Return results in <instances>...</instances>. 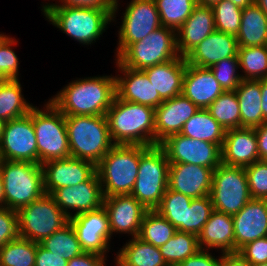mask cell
Returning <instances> with one entry per match:
<instances>
[{
  "label": "cell",
  "instance_id": "40",
  "mask_svg": "<svg viewBox=\"0 0 267 266\" xmlns=\"http://www.w3.org/2000/svg\"><path fill=\"white\" fill-rule=\"evenodd\" d=\"M161 25L177 30L198 5L197 0H154Z\"/></svg>",
  "mask_w": 267,
  "mask_h": 266
},
{
  "label": "cell",
  "instance_id": "17",
  "mask_svg": "<svg viewBox=\"0 0 267 266\" xmlns=\"http://www.w3.org/2000/svg\"><path fill=\"white\" fill-rule=\"evenodd\" d=\"M103 206L107 212L111 234L139 236L142 219L148 211L132 195L104 197Z\"/></svg>",
  "mask_w": 267,
  "mask_h": 266
},
{
  "label": "cell",
  "instance_id": "3",
  "mask_svg": "<svg viewBox=\"0 0 267 266\" xmlns=\"http://www.w3.org/2000/svg\"><path fill=\"white\" fill-rule=\"evenodd\" d=\"M71 157L95 166L114 146L106 115H65Z\"/></svg>",
  "mask_w": 267,
  "mask_h": 266
},
{
  "label": "cell",
  "instance_id": "58",
  "mask_svg": "<svg viewBox=\"0 0 267 266\" xmlns=\"http://www.w3.org/2000/svg\"><path fill=\"white\" fill-rule=\"evenodd\" d=\"M260 9L267 15V0H254Z\"/></svg>",
  "mask_w": 267,
  "mask_h": 266
},
{
  "label": "cell",
  "instance_id": "10",
  "mask_svg": "<svg viewBox=\"0 0 267 266\" xmlns=\"http://www.w3.org/2000/svg\"><path fill=\"white\" fill-rule=\"evenodd\" d=\"M19 237L40 243L69 223V217L49 194L17 211Z\"/></svg>",
  "mask_w": 267,
  "mask_h": 266
},
{
  "label": "cell",
  "instance_id": "43",
  "mask_svg": "<svg viewBox=\"0 0 267 266\" xmlns=\"http://www.w3.org/2000/svg\"><path fill=\"white\" fill-rule=\"evenodd\" d=\"M215 29L219 32L237 35L242 18V10L234 3L221 0L212 6Z\"/></svg>",
  "mask_w": 267,
  "mask_h": 266
},
{
  "label": "cell",
  "instance_id": "27",
  "mask_svg": "<svg viewBox=\"0 0 267 266\" xmlns=\"http://www.w3.org/2000/svg\"><path fill=\"white\" fill-rule=\"evenodd\" d=\"M198 243L202 250L235 253L232 215L214 210L198 235Z\"/></svg>",
  "mask_w": 267,
  "mask_h": 266
},
{
  "label": "cell",
  "instance_id": "45",
  "mask_svg": "<svg viewBox=\"0 0 267 266\" xmlns=\"http://www.w3.org/2000/svg\"><path fill=\"white\" fill-rule=\"evenodd\" d=\"M250 196L267 200V160H259L245 167Z\"/></svg>",
  "mask_w": 267,
  "mask_h": 266
},
{
  "label": "cell",
  "instance_id": "23",
  "mask_svg": "<svg viewBox=\"0 0 267 266\" xmlns=\"http://www.w3.org/2000/svg\"><path fill=\"white\" fill-rule=\"evenodd\" d=\"M222 164L246 167L259 161L258 142L255 128L226 130L221 148Z\"/></svg>",
  "mask_w": 267,
  "mask_h": 266
},
{
  "label": "cell",
  "instance_id": "18",
  "mask_svg": "<svg viewBox=\"0 0 267 266\" xmlns=\"http://www.w3.org/2000/svg\"><path fill=\"white\" fill-rule=\"evenodd\" d=\"M42 167L46 194L61 187L83 183L96 172V166L93 163L71 156L47 161L42 164Z\"/></svg>",
  "mask_w": 267,
  "mask_h": 266
},
{
  "label": "cell",
  "instance_id": "54",
  "mask_svg": "<svg viewBox=\"0 0 267 266\" xmlns=\"http://www.w3.org/2000/svg\"><path fill=\"white\" fill-rule=\"evenodd\" d=\"M258 142L259 159L267 160V122L255 127Z\"/></svg>",
  "mask_w": 267,
  "mask_h": 266
},
{
  "label": "cell",
  "instance_id": "32",
  "mask_svg": "<svg viewBox=\"0 0 267 266\" xmlns=\"http://www.w3.org/2000/svg\"><path fill=\"white\" fill-rule=\"evenodd\" d=\"M180 134L192 139L208 141L222 148L226 130L207 109H200L185 122Z\"/></svg>",
  "mask_w": 267,
  "mask_h": 266
},
{
  "label": "cell",
  "instance_id": "41",
  "mask_svg": "<svg viewBox=\"0 0 267 266\" xmlns=\"http://www.w3.org/2000/svg\"><path fill=\"white\" fill-rule=\"evenodd\" d=\"M191 200L192 198L168 188L162 197L160 205L155 210L178 231L184 232L185 209L190 207Z\"/></svg>",
  "mask_w": 267,
  "mask_h": 266
},
{
  "label": "cell",
  "instance_id": "14",
  "mask_svg": "<svg viewBox=\"0 0 267 266\" xmlns=\"http://www.w3.org/2000/svg\"><path fill=\"white\" fill-rule=\"evenodd\" d=\"M0 147L4 160L38 164V148L32 122V109L27 115L6 121Z\"/></svg>",
  "mask_w": 267,
  "mask_h": 266
},
{
  "label": "cell",
  "instance_id": "19",
  "mask_svg": "<svg viewBox=\"0 0 267 266\" xmlns=\"http://www.w3.org/2000/svg\"><path fill=\"white\" fill-rule=\"evenodd\" d=\"M116 67L122 75H116V96L128 102L157 108L164 101L155 90L143 70H134L121 66L117 61Z\"/></svg>",
  "mask_w": 267,
  "mask_h": 266
},
{
  "label": "cell",
  "instance_id": "56",
  "mask_svg": "<svg viewBox=\"0 0 267 266\" xmlns=\"http://www.w3.org/2000/svg\"><path fill=\"white\" fill-rule=\"evenodd\" d=\"M234 3L241 9H244L246 6H249L254 3V0H227Z\"/></svg>",
  "mask_w": 267,
  "mask_h": 266
},
{
  "label": "cell",
  "instance_id": "64",
  "mask_svg": "<svg viewBox=\"0 0 267 266\" xmlns=\"http://www.w3.org/2000/svg\"><path fill=\"white\" fill-rule=\"evenodd\" d=\"M252 266H267V263H260V264H256V265H252Z\"/></svg>",
  "mask_w": 267,
  "mask_h": 266
},
{
  "label": "cell",
  "instance_id": "29",
  "mask_svg": "<svg viewBox=\"0 0 267 266\" xmlns=\"http://www.w3.org/2000/svg\"><path fill=\"white\" fill-rule=\"evenodd\" d=\"M235 93L240 108L241 127L255 128L266 122L261 109V79L242 80Z\"/></svg>",
  "mask_w": 267,
  "mask_h": 266
},
{
  "label": "cell",
  "instance_id": "6",
  "mask_svg": "<svg viewBox=\"0 0 267 266\" xmlns=\"http://www.w3.org/2000/svg\"><path fill=\"white\" fill-rule=\"evenodd\" d=\"M4 207L18 211L45 194L41 164L4 160L0 167Z\"/></svg>",
  "mask_w": 267,
  "mask_h": 266
},
{
  "label": "cell",
  "instance_id": "13",
  "mask_svg": "<svg viewBox=\"0 0 267 266\" xmlns=\"http://www.w3.org/2000/svg\"><path fill=\"white\" fill-rule=\"evenodd\" d=\"M170 164L187 163L215 170L222 163L221 147L180 133L168 136L159 144Z\"/></svg>",
  "mask_w": 267,
  "mask_h": 266
},
{
  "label": "cell",
  "instance_id": "47",
  "mask_svg": "<svg viewBox=\"0 0 267 266\" xmlns=\"http://www.w3.org/2000/svg\"><path fill=\"white\" fill-rule=\"evenodd\" d=\"M19 237L17 211L0 208V249L9 241Z\"/></svg>",
  "mask_w": 267,
  "mask_h": 266
},
{
  "label": "cell",
  "instance_id": "57",
  "mask_svg": "<svg viewBox=\"0 0 267 266\" xmlns=\"http://www.w3.org/2000/svg\"><path fill=\"white\" fill-rule=\"evenodd\" d=\"M221 0H197L199 5L212 7L213 5L219 3Z\"/></svg>",
  "mask_w": 267,
  "mask_h": 266
},
{
  "label": "cell",
  "instance_id": "2",
  "mask_svg": "<svg viewBox=\"0 0 267 266\" xmlns=\"http://www.w3.org/2000/svg\"><path fill=\"white\" fill-rule=\"evenodd\" d=\"M106 117L114 145H155L154 108L123 101L116 96Z\"/></svg>",
  "mask_w": 267,
  "mask_h": 266
},
{
  "label": "cell",
  "instance_id": "53",
  "mask_svg": "<svg viewBox=\"0 0 267 266\" xmlns=\"http://www.w3.org/2000/svg\"><path fill=\"white\" fill-rule=\"evenodd\" d=\"M220 255V266H252L239 252Z\"/></svg>",
  "mask_w": 267,
  "mask_h": 266
},
{
  "label": "cell",
  "instance_id": "1",
  "mask_svg": "<svg viewBox=\"0 0 267 266\" xmlns=\"http://www.w3.org/2000/svg\"><path fill=\"white\" fill-rule=\"evenodd\" d=\"M116 97L114 75L76 78L49 99L64 115H106Z\"/></svg>",
  "mask_w": 267,
  "mask_h": 266
},
{
  "label": "cell",
  "instance_id": "37",
  "mask_svg": "<svg viewBox=\"0 0 267 266\" xmlns=\"http://www.w3.org/2000/svg\"><path fill=\"white\" fill-rule=\"evenodd\" d=\"M207 110L225 130L241 128L240 108L235 91H224Z\"/></svg>",
  "mask_w": 267,
  "mask_h": 266
},
{
  "label": "cell",
  "instance_id": "31",
  "mask_svg": "<svg viewBox=\"0 0 267 266\" xmlns=\"http://www.w3.org/2000/svg\"><path fill=\"white\" fill-rule=\"evenodd\" d=\"M236 39L239 47L267 45V15L255 2L242 10Z\"/></svg>",
  "mask_w": 267,
  "mask_h": 266
},
{
  "label": "cell",
  "instance_id": "11",
  "mask_svg": "<svg viewBox=\"0 0 267 266\" xmlns=\"http://www.w3.org/2000/svg\"><path fill=\"white\" fill-rule=\"evenodd\" d=\"M214 210L229 215L237 214L252 199L244 167L220 164L212 176L209 194Z\"/></svg>",
  "mask_w": 267,
  "mask_h": 266
},
{
  "label": "cell",
  "instance_id": "38",
  "mask_svg": "<svg viewBox=\"0 0 267 266\" xmlns=\"http://www.w3.org/2000/svg\"><path fill=\"white\" fill-rule=\"evenodd\" d=\"M238 58L243 80L267 78V45L239 47Z\"/></svg>",
  "mask_w": 267,
  "mask_h": 266
},
{
  "label": "cell",
  "instance_id": "4",
  "mask_svg": "<svg viewBox=\"0 0 267 266\" xmlns=\"http://www.w3.org/2000/svg\"><path fill=\"white\" fill-rule=\"evenodd\" d=\"M114 9L53 6L43 15L53 26L82 45H92L112 22Z\"/></svg>",
  "mask_w": 267,
  "mask_h": 266
},
{
  "label": "cell",
  "instance_id": "34",
  "mask_svg": "<svg viewBox=\"0 0 267 266\" xmlns=\"http://www.w3.org/2000/svg\"><path fill=\"white\" fill-rule=\"evenodd\" d=\"M159 249L168 266H178L200 250L198 236L177 230Z\"/></svg>",
  "mask_w": 267,
  "mask_h": 266
},
{
  "label": "cell",
  "instance_id": "21",
  "mask_svg": "<svg viewBox=\"0 0 267 266\" xmlns=\"http://www.w3.org/2000/svg\"><path fill=\"white\" fill-rule=\"evenodd\" d=\"M213 169L187 163L170 164L168 188L192 199L209 196Z\"/></svg>",
  "mask_w": 267,
  "mask_h": 266
},
{
  "label": "cell",
  "instance_id": "16",
  "mask_svg": "<svg viewBox=\"0 0 267 266\" xmlns=\"http://www.w3.org/2000/svg\"><path fill=\"white\" fill-rule=\"evenodd\" d=\"M49 195L69 218L100 208L104 200L97 172L83 183L61 187L53 190Z\"/></svg>",
  "mask_w": 267,
  "mask_h": 266
},
{
  "label": "cell",
  "instance_id": "20",
  "mask_svg": "<svg viewBox=\"0 0 267 266\" xmlns=\"http://www.w3.org/2000/svg\"><path fill=\"white\" fill-rule=\"evenodd\" d=\"M200 109L183 94L164 100L155 108V145L181 132L185 122Z\"/></svg>",
  "mask_w": 267,
  "mask_h": 266
},
{
  "label": "cell",
  "instance_id": "28",
  "mask_svg": "<svg viewBox=\"0 0 267 266\" xmlns=\"http://www.w3.org/2000/svg\"><path fill=\"white\" fill-rule=\"evenodd\" d=\"M185 57L156 64L143 71L163 100L171 99L182 94L183 77L186 70Z\"/></svg>",
  "mask_w": 267,
  "mask_h": 266
},
{
  "label": "cell",
  "instance_id": "60",
  "mask_svg": "<svg viewBox=\"0 0 267 266\" xmlns=\"http://www.w3.org/2000/svg\"><path fill=\"white\" fill-rule=\"evenodd\" d=\"M114 2V10H113V14H112V21L116 22L115 21V15L118 13V9H119V6H120V3H119V0H113Z\"/></svg>",
  "mask_w": 267,
  "mask_h": 266
},
{
  "label": "cell",
  "instance_id": "36",
  "mask_svg": "<svg viewBox=\"0 0 267 266\" xmlns=\"http://www.w3.org/2000/svg\"><path fill=\"white\" fill-rule=\"evenodd\" d=\"M46 250L62 256L66 260L84 253L78 241L76 232L69 222L62 229L55 231L52 235L39 243Z\"/></svg>",
  "mask_w": 267,
  "mask_h": 266
},
{
  "label": "cell",
  "instance_id": "35",
  "mask_svg": "<svg viewBox=\"0 0 267 266\" xmlns=\"http://www.w3.org/2000/svg\"><path fill=\"white\" fill-rule=\"evenodd\" d=\"M177 231V229L156 210H148L141 224L139 238L143 241L160 247L165 244Z\"/></svg>",
  "mask_w": 267,
  "mask_h": 266
},
{
  "label": "cell",
  "instance_id": "62",
  "mask_svg": "<svg viewBox=\"0 0 267 266\" xmlns=\"http://www.w3.org/2000/svg\"><path fill=\"white\" fill-rule=\"evenodd\" d=\"M9 38V36L5 35L4 33H0V47L3 43Z\"/></svg>",
  "mask_w": 267,
  "mask_h": 266
},
{
  "label": "cell",
  "instance_id": "44",
  "mask_svg": "<svg viewBox=\"0 0 267 266\" xmlns=\"http://www.w3.org/2000/svg\"><path fill=\"white\" fill-rule=\"evenodd\" d=\"M210 69L224 91H235L243 80L238 70L240 69L238 56L223 59Z\"/></svg>",
  "mask_w": 267,
  "mask_h": 266
},
{
  "label": "cell",
  "instance_id": "59",
  "mask_svg": "<svg viewBox=\"0 0 267 266\" xmlns=\"http://www.w3.org/2000/svg\"><path fill=\"white\" fill-rule=\"evenodd\" d=\"M4 207V186H3V180L0 175V208Z\"/></svg>",
  "mask_w": 267,
  "mask_h": 266
},
{
  "label": "cell",
  "instance_id": "7",
  "mask_svg": "<svg viewBox=\"0 0 267 266\" xmlns=\"http://www.w3.org/2000/svg\"><path fill=\"white\" fill-rule=\"evenodd\" d=\"M169 166L166 152L158 144L141 145V157L135 185L131 191L147 210H155L168 189Z\"/></svg>",
  "mask_w": 267,
  "mask_h": 266
},
{
  "label": "cell",
  "instance_id": "26",
  "mask_svg": "<svg viewBox=\"0 0 267 266\" xmlns=\"http://www.w3.org/2000/svg\"><path fill=\"white\" fill-rule=\"evenodd\" d=\"M215 30L212 7L198 4L187 20L176 30L179 55L185 57Z\"/></svg>",
  "mask_w": 267,
  "mask_h": 266
},
{
  "label": "cell",
  "instance_id": "12",
  "mask_svg": "<svg viewBox=\"0 0 267 266\" xmlns=\"http://www.w3.org/2000/svg\"><path fill=\"white\" fill-rule=\"evenodd\" d=\"M121 17L115 59L130 44L143 40L162 26L154 0H131Z\"/></svg>",
  "mask_w": 267,
  "mask_h": 266
},
{
  "label": "cell",
  "instance_id": "42",
  "mask_svg": "<svg viewBox=\"0 0 267 266\" xmlns=\"http://www.w3.org/2000/svg\"><path fill=\"white\" fill-rule=\"evenodd\" d=\"M213 211L210 196L192 199L190 207L185 209L184 232L198 236Z\"/></svg>",
  "mask_w": 267,
  "mask_h": 266
},
{
  "label": "cell",
  "instance_id": "8",
  "mask_svg": "<svg viewBox=\"0 0 267 266\" xmlns=\"http://www.w3.org/2000/svg\"><path fill=\"white\" fill-rule=\"evenodd\" d=\"M32 122L35 130L38 164L71 156L65 115L48 100L42 109L32 108Z\"/></svg>",
  "mask_w": 267,
  "mask_h": 266
},
{
  "label": "cell",
  "instance_id": "51",
  "mask_svg": "<svg viewBox=\"0 0 267 266\" xmlns=\"http://www.w3.org/2000/svg\"><path fill=\"white\" fill-rule=\"evenodd\" d=\"M68 260L58 256L37 243L35 266H67Z\"/></svg>",
  "mask_w": 267,
  "mask_h": 266
},
{
  "label": "cell",
  "instance_id": "25",
  "mask_svg": "<svg viewBox=\"0 0 267 266\" xmlns=\"http://www.w3.org/2000/svg\"><path fill=\"white\" fill-rule=\"evenodd\" d=\"M223 92L210 68L186 65L182 94L199 109H207Z\"/></svg>",
  "mask_w": 267,
  "mask_h": 266
},
{
  "label": "cell",
  "instance_id": "22",
  "mask_svg": "<svg viewBox=\"0 0 267 266\" xmlns=\"http://www.w3.org/2000/svg\"><path fill=\"white\" fill-rule=\"evenodd\" d=\"M232 219L235 252H238L247 243L267 236V200L250 199Z\"/></svg>",
  "mask_w": 267,
  "mask_h": 266
},
{
  "label": "cell",
  "instance_id": "9",
  "mask_svg": "<svg viewBox=\"0 0 267 266\" xmlns=\"http://www.w3.org/2000/svg\"><path fill=\"white\" fill-rule=\"evenodd\" d=\"M180 57L177 49L176 30L161 26L143 40L130 44L114 59L121 66L144 70Z\"/></svg>",
  "mask_w": 267,
  "mask_h": 266
},
{
  "label": "cell",
  "instance_id": "39",
  "mask_svg": "<svg viewBox=\"0 0 267 266\" xmlns=\"http://www.w3.org/2000/svg\"><path fill=\"white\" fill-rule=\"evenodd\" d=\"M37 243L18 237L0 249V266H35Z\"/></svg>",
  "mask_w": 267,
  "mask_h": 266
},
{
  "label": "cell",
  "instance_id": "61",
  "mask_svg": "<svg viewBox=\"0 0 267 266\" xmlns=\"http://www.w3.org/2000/svg\"><path fill=\"white\" fill-rule=\"evenodd\" d=\"M5 124H6V121L0 118V141L3 135Z\"/></svg>",
  "mask_w": 267,
  "mask_h": 266
},
{
  "label": "cell",
  "instance_id": "30",
  "mask_svg": "<svg viewBox=\"0 0 267 266\" xmlns=\"http://www.w3.org/2000/svg\"><path fill=\"white\" fill-rule=\"evenodd\" d=\"M116 254V266H168L159 247L153 246L141 238L128 240Z\"/></svg>",
  "mask_w": 267,
  "mask_h": 266
},
{
  "label": "cell",
  "instance_id": "46",
  "mask_svg": "<svg viewBox=\"0 0 267 266\" xmlns=\"http://www.w3.org/2000/svg\"><path fill=\"white\" fill-rule=\"evenodd\" d=\"M18 41L9 37L0 47V79H19V58L13 50Z\"/></svg>",
  "mask_w": 267,
  "mask_h": 266
},
{
  "label": "cell",
  "instance_id": "50",
  "mask_svg": "<svg viewBox=\"0 0 267 266\" xmlns=\"http://www.w3.org/2000/svg\"><path fill=\"white\" fill-rule=\"evenodd\" d=\"M217 257L213 256L210 250L200 249L195 255L188 257L178 266H220V256Z\"/></svg>",
  "mask_w": 267,
  "mask_h": 266
},
{
  "label": "cell",
  "instance_id": "15",
  "mask_svg": "<svg viewBox=\"0 0 267 266\" xmlns=\"http://www.w3.org/2000/svg\"><path fill=\"white\" fill-rule=\"evenodd\" d=\"M84 252L97 253L107 258L112 234L107 212L100 208L69 218Z\"/></svg>",
  "mask_w": 267,
  "mask_h": 266
},
{
  "label": "cell",
  "instance_id": "55",
  "mask_svg": "<svg viewBox=\"0 0 267 266\" xmlns=\"http://www.w3.org/2000/svg\"><path fill=\"white\" fill-rule=\"evenodd\" d=\"M261 102L263 119L267 122V78L261 79Z\"/></svg>",
  "mask_w": 267,
  "mask_h": 266
},
{
  "label": "cell",
  "instance_id": "33",
  "mask_svg": "<svg viewBox=\"0 0 267 266\" xmlns=\"http://www.w3.org/2000/svg\"><path fill=\"white\" fill-rule=\"evenodd\" d=\"M34 105L22 94L20 79L0 80V118L5 121L27 115Z\"/></svg>",
  "mask_w": 267,
  "mask_h": 266
},
{
  "label": "cell",
  "instance_id": "49",
  "mask_svg": "<svg viewBox=\"0 0 267 266\" xmlns=\"http://www.w3.org/2000/svg\"><path fill=\"white\" fill-rule=\"evenodd\" d=\"M58 2V3H57ZM61 2V3H60ZM45 4V5H44ZM41 4V11L44 14L53 6H67V7H84V8H96V9H114L113 0H56L55 3Z\"/></svg>",
  "mask_w": 267,
  "mask_h": 266
},
{
  "label": "cell",
  "instance_id": "24",
  "mask_svg": "<svg viewBox=\"0 0 267 266\" xmlns=\"http://www.w3.org/2000/svg\"><path fill=\"white\" fill-rule=\"evenodd\" d=\"M236 36L215 30L186 56L187 64L210 68L223 59L238 56Z\"/></svg>",
  "mask_w": 267,
  "mask_h": 266
},
{
  "label": "cell",
  "instance_id": "5",
  "mask_svg": "<svg viewBox=\"0 0 267 266\" xmlns=\"http://www.w3.org/2000/svg\"><path fill=\"white\" fill-rule=\"evenodd\" d=\"M141 145H114L96 165L104 197L129 195L137 179Z\"/></svg>",
  "mask_w": 267,
  "mask_h": 266
},
{
  "label": "cell",
  "instance_id": "63",
  "mask_svg": "<svg viewBox=\"0 0 267 266\" xmlns=\"http://www.w3.org/2000/svg\"><path fill=\"white\" fill-rule=\"evenodd\" d=\"M4 159H3V156H2V151H1V147H0V167L3 163Z\"/></svg>",
  "mask_w": 267,
  "mask_h": 266
},
{
  "label": "cell",
  "instance_id": "52",
  "mask_svg": "<svg viewBox=\"0 0 267 266\" xmlns=\"http://www.w3.org/2000/svg\"><path fill=\"white\" fill-rule=\"evenodd\" d=\"M107 258L97 253L84 252L71 260H68L67 266H106Z\"/></svg>",
  "mask_w": 267,
  "mask_h": 266
},
{
  "label": "cell",
  "instance_id": "48",
  "mask_svg": "<svg viewBox=\"0 0 267 266\" xmlns=\"http://www.w3.org/2000/svg\"><path fill=\"white\" fill-rule=\"evenodd\" d=\"M238 252L252 265L267 263V236L247 243Z\"/></svg>",
  "mask_w": 267,
  "mask_h": 266
}]
</instances>
